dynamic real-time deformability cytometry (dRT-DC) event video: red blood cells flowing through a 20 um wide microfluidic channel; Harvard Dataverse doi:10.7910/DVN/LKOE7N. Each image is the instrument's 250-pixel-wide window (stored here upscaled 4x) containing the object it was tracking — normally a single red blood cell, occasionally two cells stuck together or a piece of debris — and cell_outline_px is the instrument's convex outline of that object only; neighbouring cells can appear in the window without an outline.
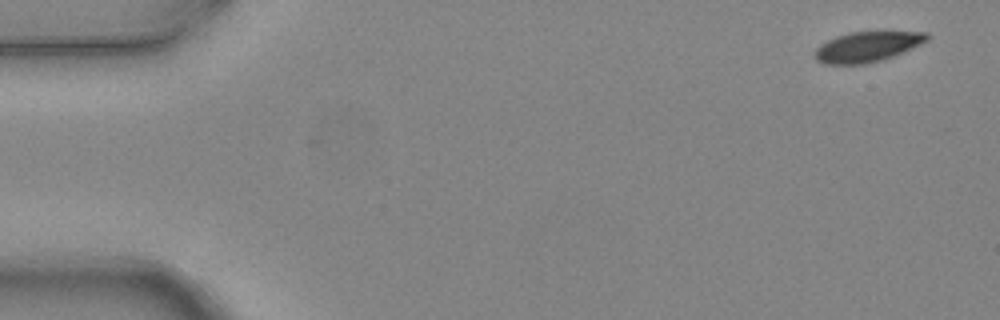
{"species": "common noctule bat (a hibernating species)", "species_latin": "Nyctalus noctula", "temperature_condition": "warm", "stored_images_in_passage": 5, "camera_frame_rate_fps": 3000, "um_per_image_px": 0.085, "animal": {"sex": "female", "body_mass_g": 24.6, "forearm_length_mm": 56.2}, "frame": {"image": 1, "passage_image": 1, "time_ms": 0.0, "image_size_px": [1000, 320], "cell_outline_px": [[928, 40], [892, 56], [880, 60], [864, 64], [824, 64], [816, 60], [812, 52], [820, 44], [836, 36], [852, 32], [928, 32]], "centroid_in_image_um": [73.63, 3.98], "position_along_channel_um": 11.4, "area_um2": 19.48}}
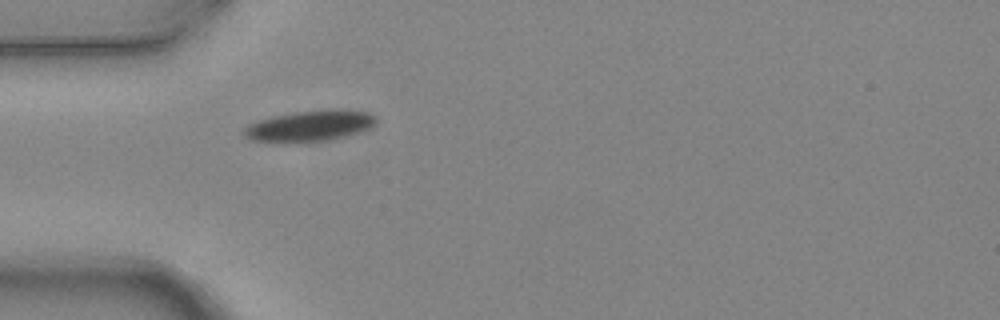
{"frame": {"image": 2, "passage_image": 5, "time_ms": 1.333, "image_size_px": [1000, 320], "cell_outline_px": [[376, 120], [368, 128], [344, 136], [324, 140], [252, 140], [244, 136], [240, 132], [248, 124], [272, 116], [292, 112], [368, 112], [376, 116]], "centroid_in_image_um": [26.22, 10.7], "position_along_channel_um": 58.8, "area_um2": 21.91}}